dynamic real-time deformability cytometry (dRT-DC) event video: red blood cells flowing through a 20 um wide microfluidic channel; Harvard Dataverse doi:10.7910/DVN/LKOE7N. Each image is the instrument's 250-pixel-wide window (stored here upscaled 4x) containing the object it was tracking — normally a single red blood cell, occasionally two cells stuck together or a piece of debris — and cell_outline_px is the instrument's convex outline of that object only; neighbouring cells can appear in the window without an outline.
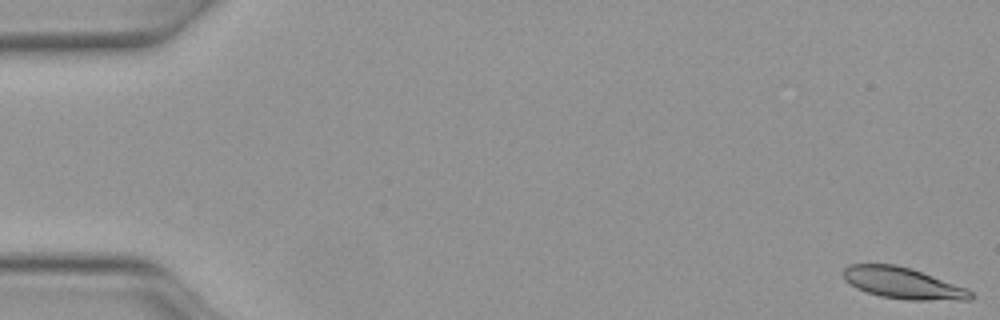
{"species": "Egyptian fruit bat (a non-hibernating species)", "species_latin": "Rousettus aegyptiacus", "temperature_condition": "warm", "stored_images_in_passage": 50, "camera_frame_rate_fps": 3000, "um_per_image_px": 0.085, "animal": {"sex": "female"}, "frame": {"image": 1, "passage_image": 1, "time_ms": 0.0, "image_size_px": [1000, 320], "cell_outline_px": [[972, 300], [908, 300], [880, 296], [856, 288], [844, 280], [844, 268], [848, 264], [896, 264], [912, 268], [968, 288], [972, 292]], "centroid_in_image_um": [76.76, 24.06], "position_along_channel_um": 8.2, "area_um2": 23.41}}
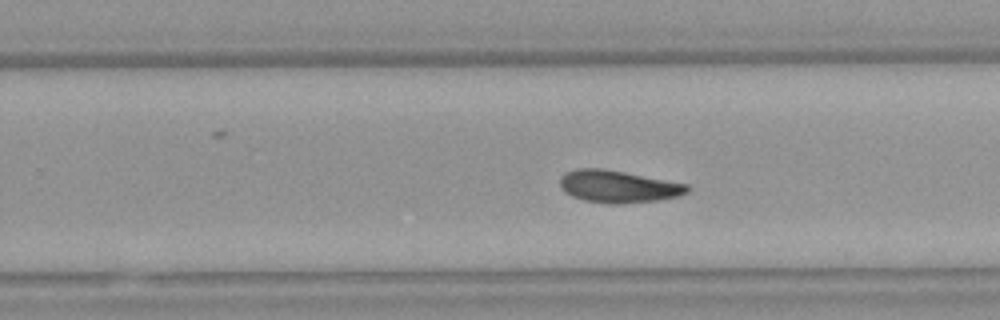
{"frame": {"image": 2, "passage_image": 32, "time_ms": 10.333, "image_size_px": [1000, 320], "cell_outline_px": [[692, 188], [688, 192], [680, 196], [660, 200], [620, 204], [608, 204], [584, 200], [572, 196], [564, 192], [560, 188], [560, 176], [564, 172], [576, 168], [600, 168], [624, 172], [688, 184]], "centroid_in_image_um": [52.54, 15.86], "position_along_channel_um": 277.3, "area_um2": 24.22}}
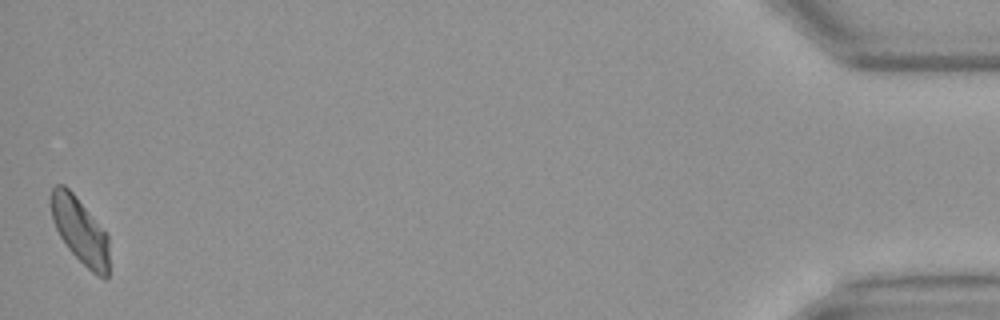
{"frame": {"image": 3, "passage_image": 50, "time_ms": 16.333, "image_size_px": [1000, 320], "cell_outline_px": [[108, 276], [104, 280], [96, 276], [68, 248], [60, 236], [52, 220], [48, 204], [48, 200], [52, 188], [56, 184], [64, 184], [76, 196], [108, 236]], "centroid_in_image_um": [6.75, 19.57], "position_along_channel_um": 428.4, "area_um2": 22.37}, "authors_computed_cell_mechanics": {"area_um2": 23.6402, "velocity_mm_per_s": 4.0787, "shape_relaxation_time_tau1_ms": 8.027, "shape_relaxation_time_tau2_ms": null, "deformation_change_tau1": 0.1872, "deformation_change_tau2": null}}